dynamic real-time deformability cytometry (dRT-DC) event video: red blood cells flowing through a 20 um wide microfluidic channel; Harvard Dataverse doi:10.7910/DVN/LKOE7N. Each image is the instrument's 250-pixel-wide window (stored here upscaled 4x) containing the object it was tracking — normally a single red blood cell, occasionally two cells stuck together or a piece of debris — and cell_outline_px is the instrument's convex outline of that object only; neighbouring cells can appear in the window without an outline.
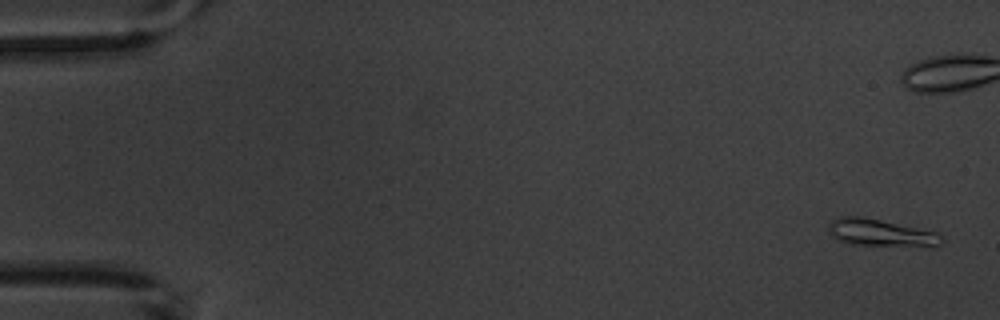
{"species": "common noctule bat (a hibernating species)", "species_latin": "Nyctalus noctula", "temperature_condition": "warm", "stored_images_in_passage": 5, "camera_frame_rate_fps": 3000, "um_per_image_px": 0.085, "animal": {"sex": "male", "body_mass_g": 20.1, "forearm_length_mm": 53.5}, "frame": {"image": 1, "passage_image": 1, "time_ms": 0.0, "image_size_px": [1000, 320], "cell_outline_px": [[944, 240], [936, 248], [852, 244], [840, 240], [832, 236], [828, 228], [828, 224], [832, 220], [840, 216], [860, 216], [880, 220], [936, 232]], "centroid_in_image_um": [74.91, 19.81], "position_along_channel_um": 10.1, "area_um2": 18.03}}